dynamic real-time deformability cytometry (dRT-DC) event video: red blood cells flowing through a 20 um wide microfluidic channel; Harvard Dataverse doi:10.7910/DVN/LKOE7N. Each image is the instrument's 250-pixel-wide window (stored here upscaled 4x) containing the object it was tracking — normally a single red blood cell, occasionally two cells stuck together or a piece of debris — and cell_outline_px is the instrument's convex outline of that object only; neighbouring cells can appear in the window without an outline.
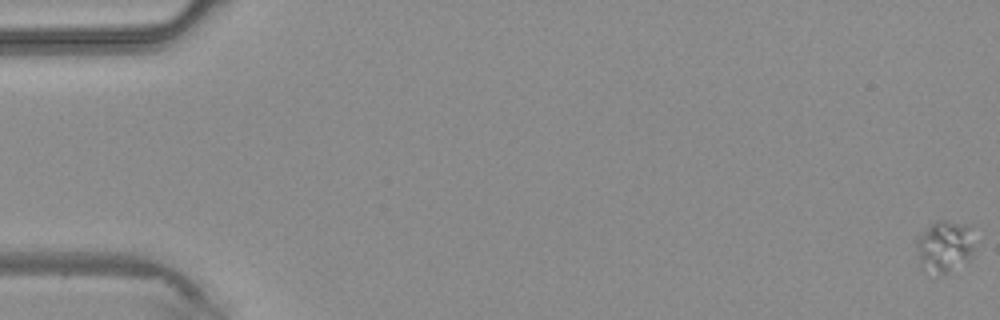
{"species": "common noctule bat (a hibernating species)", "species_latin": "Nyctalus noctula", "temperature_condition": "warm", "stored_images_in_passage": 45, "camera_frame_rate_fps": 3000, "um_per_image_px": 0.085, "animal": {"sex": "male", "body_mass_g": 20.4}, "frame": {"image": 1, "passage_image": 1, "time_ms": 0.0, "image_size_px": [1000, 320], "cell_outline_px": [[972, 256], [968, 260], [948, 272], [940, 272], [920, 264], [916, 244], [916, 240], [936, 220], [944, 220], [968, 224], [972, 244]], "centroid_in_image_um": [80.31, 20.88], "position_along_channel_um": 4.7, "area_um2": 16.47}}
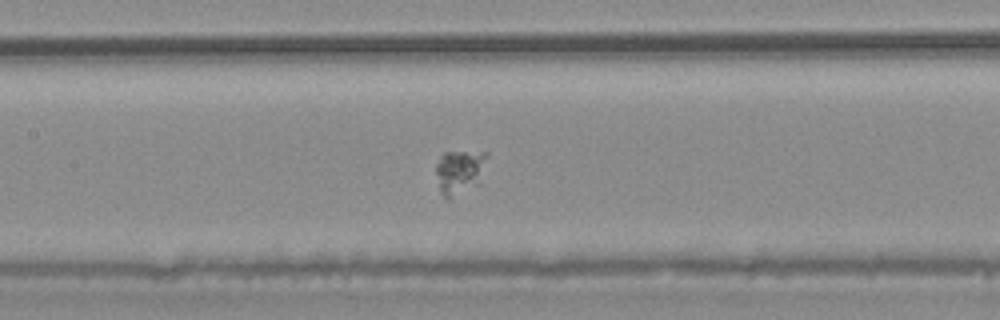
{"frame": {"image": 2, "passage_image": 22, "time_ms": 7.0, "image_size_px": [1000, 320], "cell_outline_px": [[488, 156], [480, 184], [448, 200], [440, 192], [436, 172], [436, 164], [440, 156], [444, 152], [488, 152]], "centroid_in_image_um": [39.09, 14.61], "position_along_channel_um": 168.3, "area_um2": 13.41}}
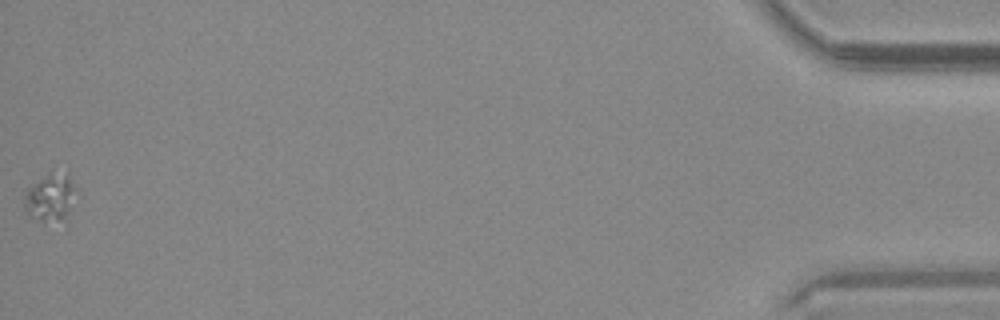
{"frame": {"image": 3, "passage_image": 45, "time_ms": 14.667, "image_size_px": [1000, 320], "cell_outline_px": [[72, 188], [68, 212], [64, 216], [44, 220], [28, 216], [24, 212], [24, 192], [28, 188], [48, 176], [68, 172], [72, 184]], "centroid_in_image_um": [4.16, 16.78], "position_along_channel_um": 431.0, "area_um2": 12.77}}